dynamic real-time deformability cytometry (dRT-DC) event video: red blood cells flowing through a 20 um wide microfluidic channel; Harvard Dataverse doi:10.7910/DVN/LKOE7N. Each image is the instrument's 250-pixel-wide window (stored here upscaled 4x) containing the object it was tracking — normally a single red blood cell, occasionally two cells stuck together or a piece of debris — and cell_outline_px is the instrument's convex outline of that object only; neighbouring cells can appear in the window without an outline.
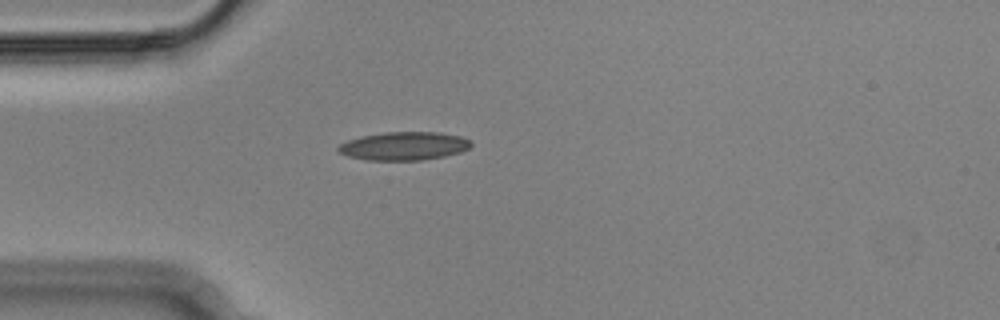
{"species": "Egyptian fruit bat (a non-hibernating species)", "species_latin": "Rousettus aegyptiacus", "temperature_condition": "cold", "stored_images_in_passage": 1, "camera_frame_rate_fps": 3000, "um_per_image_px": 0.085, "animal": {"sex": "male"}, "frame": {"image": 1, "passage_image": 1, "time_ms": 0.0, "image_size_px": [1000, 320], "cell_outline_px": [[472, 144], [468, 148], [460, 152], [444, 156], [420, 160], [364, 160], [348, 156], [340, 152], [336, 148], [340, 144], [348, 140], [360, 136], [384, 132], [440, 132], [460, 136], [468, 140]], "centroid_in_image_um": [34.31, 12.41], "position_along_channel_um": 50.7, "area_um2": 21.85}}